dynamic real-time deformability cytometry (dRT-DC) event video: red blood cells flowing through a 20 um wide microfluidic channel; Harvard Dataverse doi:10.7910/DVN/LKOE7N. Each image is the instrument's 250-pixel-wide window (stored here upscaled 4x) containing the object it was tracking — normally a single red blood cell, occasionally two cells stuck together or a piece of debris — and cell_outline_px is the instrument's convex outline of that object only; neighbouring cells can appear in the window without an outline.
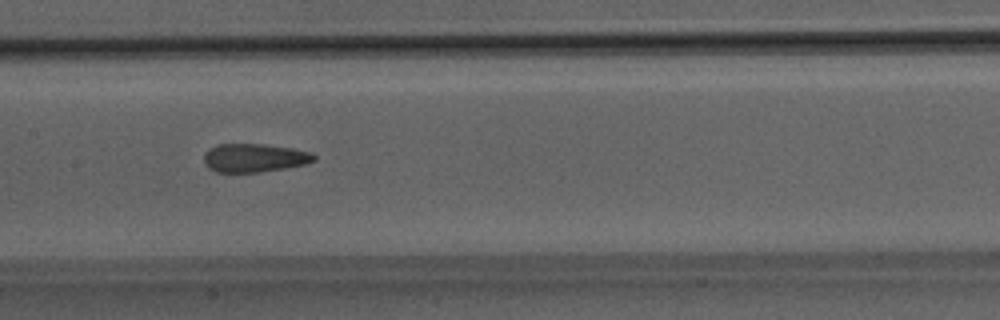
{"species": "Egyptian fruit bat (a non-hibernating species)", "species_latin": "Rousettus aegyptiacus", "temperature_condition": "room temperature", "stored_images_in_passage": 45, "camera_frame_rate_fps": 3000, "um_per_image_px": 0.085, "animal": {"sex": "male"}, "frame": {"image": 1, "passage_image": 24, "time_ms": 7.667, "image_size_px": [1000, 320], "cell_outline_px": [[316, 160], [304, 164], [284, 168], [260, 172], [216, 172], [208, 168], [204, 164], [204, 152], [220, 144], [264, 144], [292, 148], [312, 152], [316, 156]], "centroid_in_image_um": [21.62, 13.42], "position_along_channel_um": 185.8, "area_um2": 18.26}}
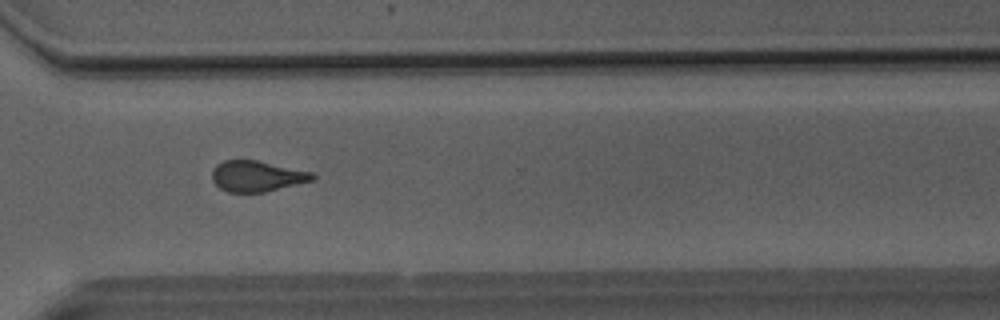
{"frame": {"image": 2, "passage_image": 36, "time_ms": 11.667, "image_size_px": [1000, 320], "cell_outline_px": [[316, 176], [312, 180], [264, 192], [228, 192], [220, 188], [212, 180], [212, 168], [216, 164], [224, 160], [256, 160], [312, 172]], "centroid_in_image_um": [21.79, 14.96], "position_along_channel_um": 348.8, "area_um2": 17.86}}
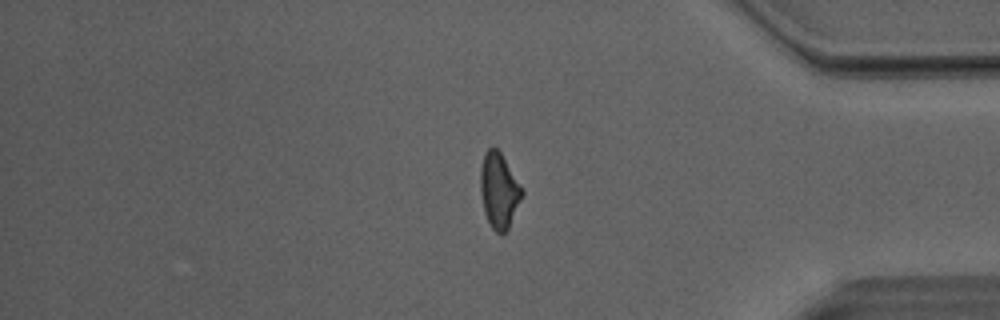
{"frame": {"image": 3, "passage_image": 41, "time_ms": 13.333, "image_size_px": [1000, 320], "cell_outline_px": [[524, 192], [508, 228], [500, 236], [492, 228], [484, 212], [480, 192], [480, 168], [484, 152], [492, 144], [500, 152], [524, 188]], "centroid_in_image_um": [42.41, 16.16], "position_along_channel_um": 392.8, "area_um2": 18.44}}